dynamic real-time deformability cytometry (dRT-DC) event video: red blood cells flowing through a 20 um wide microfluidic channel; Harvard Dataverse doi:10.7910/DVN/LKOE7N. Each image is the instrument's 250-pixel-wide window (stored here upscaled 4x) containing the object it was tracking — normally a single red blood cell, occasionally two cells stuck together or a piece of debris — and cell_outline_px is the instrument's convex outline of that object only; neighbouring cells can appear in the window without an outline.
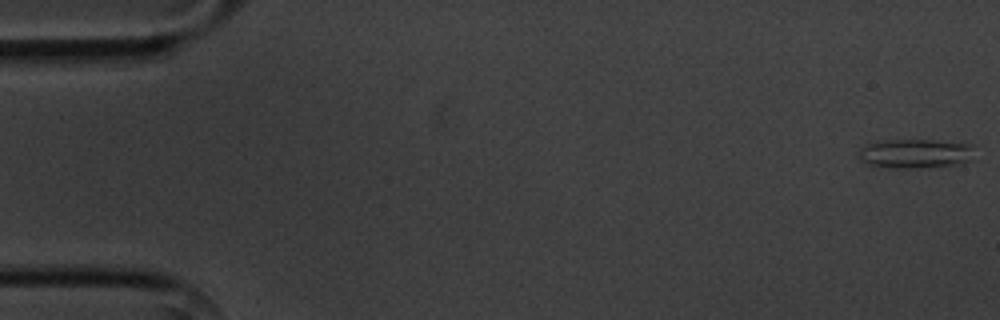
{"species": "common noctule bat (a hibernating species)", "species_latin": "Nyctalus noctula", "temperature_condition": "cold", "stored_images_in_passage": 6, "camera_frame_rate_fps": 3000, "um_per_image_px": 0.085, "animal": {"sex": "male", "body_mass_g": 20.1, "forearm_length_mm": 53.5}, "frame": {"image": 1, "passage_image": 1, "time_ms": 0.0, "image_size_px": [1000, 320], "cell_outline_px": [[976, 160], [960, 164], [908, 168], [892, 168], [868, 164], [860, 160], [860, 148], [868, 144], [888, 140], [936, 140], [972, 144]], "centroid_in_image_um": [77.9, 13.05], "position_along_channel_um": 7.1, "area_um2": 19.83}}
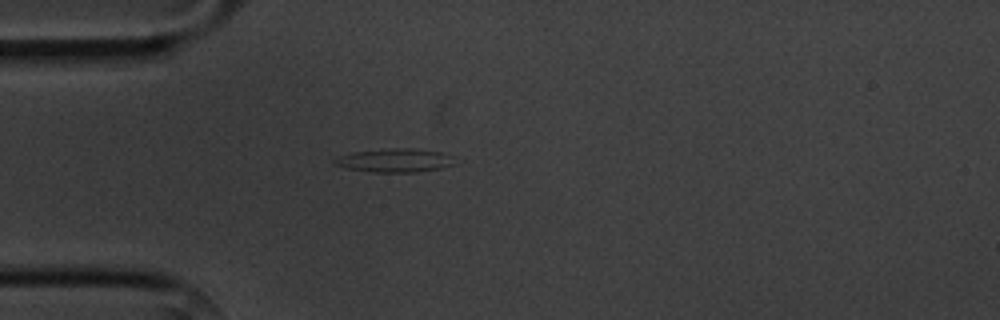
{"frame": {"image": 2, "passage_image": 5, "time_ms": 4.667, "image_size_px": [1000, 320], "cell_outline_px": [[456, 164], [440, 168], [416, 172], [376, 172], [344, 168], [336, 164], [332, 160], [340, 156], [352, 152], [392, 148], [412, 148], [440, 152], [452, 156]], "centroid_in_image_um": [33.57, 13.63], "position_along_channel_um": 51.4, "area_um2": 16.42}}